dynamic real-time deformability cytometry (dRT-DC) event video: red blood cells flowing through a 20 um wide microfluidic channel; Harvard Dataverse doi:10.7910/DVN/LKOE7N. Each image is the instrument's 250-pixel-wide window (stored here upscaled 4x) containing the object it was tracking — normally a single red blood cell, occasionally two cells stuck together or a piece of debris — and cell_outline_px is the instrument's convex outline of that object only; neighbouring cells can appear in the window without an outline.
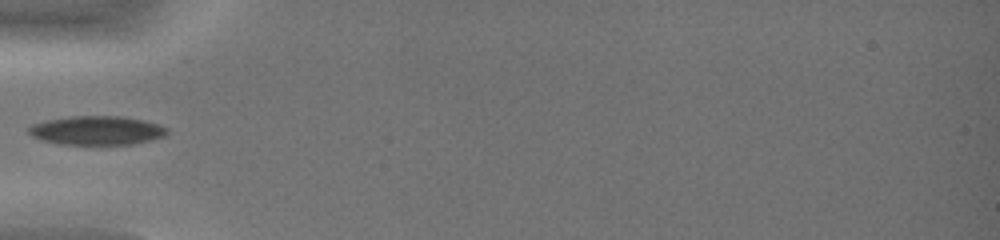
{"species": "common noctule bat (a hibernating species)", "species_latin": "Nyctalus noctula", "temperature_condition": "warm", "stored_images_in_passage": 25, "camera_frame_rate_fps": 3000, "um_per_image_px": 0.085, "animal": {"sex": "female", "body_mass_g": 19.0, "forearm_length_mm": 51.5}, "frame": {"image": 1, "passage_image": 1, "time_ms": 0.0, "image_size_px": [1000, 240], "cell_outline_px": [[168, 132], [164, 136], [132, 144], [60, 144], [40, 140], [32, 136], [28, 132], [28, 128], [32, 124], [44, 120], [72, 116], [120, 116], [144, 120], [160, 124], [168, 128]], "centroid_in_image_um": [8.2, 11.08], "position_along_channel_um": 76.8, "area_um2": 23.35}}
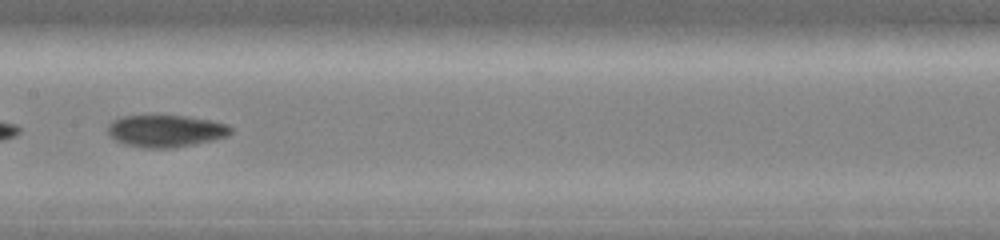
{"frame": {"image": 2, "passage_image": 9, "time_ms": 2.667, "image_size_px": [1000, 240], "cell_outline_px": [[232, 132], [228, 136], [212, 140], [172, 148], [144, 148], [124, 144], [108, 136], [108, 124], [112, 120], [120, 116], [188, 116], [212, 120], [228, 124], [232, 128]], "centroid_in_image_um": [14.08, 11.13], "position_along_channel_um": 193.3, "area_um2": 23.12}}
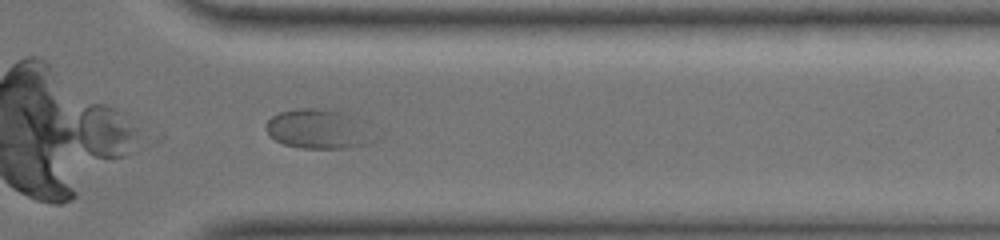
{"frame": {"image": 3, "passage_image": 22, "time_ms": 7.0, "image_size_px": [1000, 240], "cell_outline_px": [[384, 132], [380, 136], [364, 144], [344, 148], [304, 148], [284, 144], [276, 140], [268, 132], [268, 120], [272, 116], [280, 112], [300, 108], [340, 108], [352, 112]], "centroid_in_image_um": [27.33, 10.92], "position_along_channel_um": 384.1, "area_um2": 26.24}}